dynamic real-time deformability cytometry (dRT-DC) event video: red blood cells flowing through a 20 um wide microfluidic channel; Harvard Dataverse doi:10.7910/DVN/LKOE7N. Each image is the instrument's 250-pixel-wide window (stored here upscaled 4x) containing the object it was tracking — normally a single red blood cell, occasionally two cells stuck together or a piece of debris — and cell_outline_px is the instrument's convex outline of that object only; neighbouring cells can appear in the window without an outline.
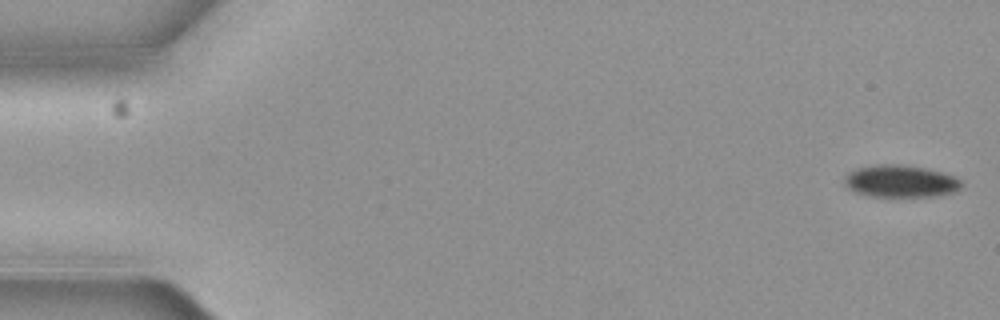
{"species": "common noctule bat (a hibernating species)", "species_latin": "Nyctalus noctula", "temperature_condition": "cold", "stored_images_in_passage": 4, "camera_frame_rate_fps": 3000, "um_per_image_px": 0.085, "animal": {"sex": "female", "body_mass_g": 19.3, "forearm_length_mm": 54.1}, "frame": {"image": 1, "passage_image": 1, "time_ms": 0.0, "image_size_px": [1000, 320], "cell_outline_px": [[960, 184], [952, 192], [932, 196], [868, 196], [856, 192], [848, 188], [844, 184], [844, 176], [848, 172], [856, 168], [876, 164], [900, 164], [924, 168], [940, 172], [952, 176], [960, 180]], "centroid_in_image_um": [76.43, 15.39], "position_along_channel_um": 8.6, "area_um2": 21.62}}